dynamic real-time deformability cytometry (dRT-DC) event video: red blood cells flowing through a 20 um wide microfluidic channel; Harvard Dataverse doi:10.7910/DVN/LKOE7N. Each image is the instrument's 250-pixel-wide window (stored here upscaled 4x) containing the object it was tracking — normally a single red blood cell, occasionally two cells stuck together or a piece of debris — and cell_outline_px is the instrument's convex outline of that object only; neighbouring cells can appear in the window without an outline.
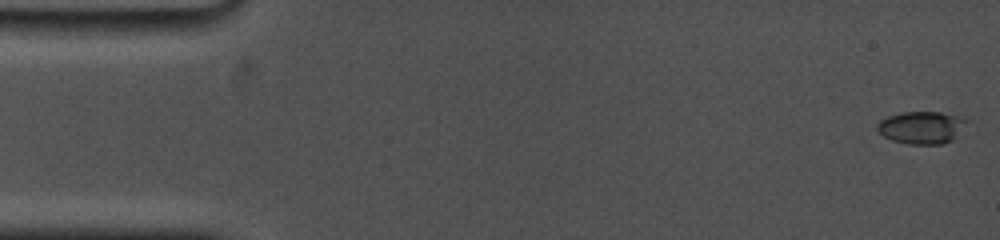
{"species": "common noctule bat (a hibernating species)", "species_latin": "Nyctalus noctula", "temperature_condition": "cold", "stored_images_in_passage": 53, "camera_frame_rate_fps": 5000, "um_per_image_px": 0.085, "animal": {"sex": "female", "body_mass_g": 19.0, "forearm_length_mm": 53.3}, "frame": {"image": 1, "passage_image": 1, "time_ms": 0.0, "image_size_px": [1000, 240], "cell_outline_px": [[968, 120], [952, 140], [940, 144], [908, 144], [892, 140], [884, 136], [876, 128], [876, 124], [880, 120], [888, 116], [904, 112], [940, 112], [964, 116]], "centroid_in_image_um": [78.33, 10.82], "position_along_channel_um": 6.7, "area_um2": 16.82}}
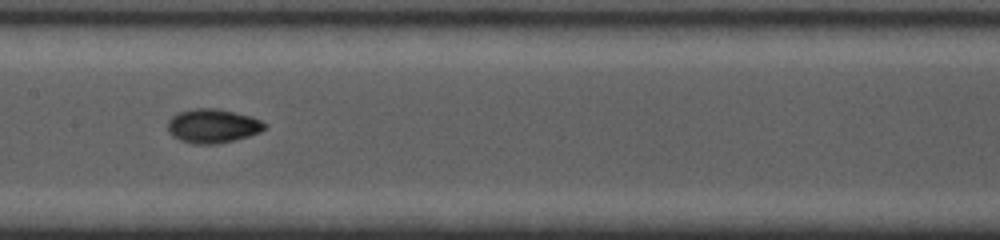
{"frame": {"image": 2, "passage_image": 28, "time_ms": 8.4, "image_size_px": [1000, 240], "cell_outline_px": [[268, 128], [260, 132], [248, 136], [216, 144], [196, 144], [180, 140], [172, 136], [168, 132], [168, 120], [176, 112], [192, 108], [216, 108], [236, 112], [252, 116], [268, 124]], "centroid_in_image_um": [18.08, 10.69], "position_along_channel_um": 189.3, "area_um2": 19.48}}
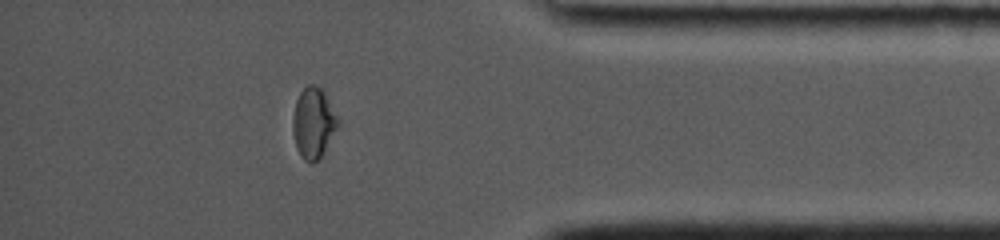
{"frame": {"image": 3, "passage_image": 47, "time_ms": 14.6, "image_size_px": [1000, 240], "cell_outline_px": [[340, 128], [320, 156], [312, 164], [304, 160], [300, 156], [296, 148], [292, 132], [292, 116], [296, 100], [300, 92], [308, 84], [316, 84], [324, 92], [340, 120]], "centroid_in_image_um": [26.65, 10.45], "position_along_channel_um": 408.6, "area_um2": 18.96}, "authors_computed_cell_mechanics": {"area_um2": 17.8024, "velocity_mm_per_s": 3.7461, "shape_relaxation_time_tau1_ms": 9.016, "shape_relaxation_time_tau2_ms": 1.8825, "deformation_change_tau1": 0.2463, "deformation_change_tau2": 0.0366}}